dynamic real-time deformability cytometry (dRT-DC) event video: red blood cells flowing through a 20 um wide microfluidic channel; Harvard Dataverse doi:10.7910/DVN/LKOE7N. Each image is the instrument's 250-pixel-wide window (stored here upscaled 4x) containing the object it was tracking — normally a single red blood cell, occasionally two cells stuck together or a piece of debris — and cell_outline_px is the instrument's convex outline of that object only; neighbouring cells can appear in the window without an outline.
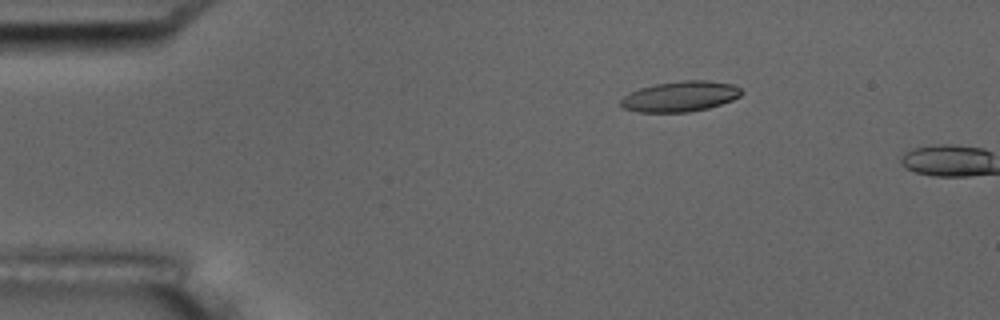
{"species": "common noctule bat (a hibernating species)", "species_latin": "Nyctalus noctula", "temperature_condition": "room temperature", "stored_images_in_passage": 2, "camera_frame_rate_fps": 3000, "um_per_image_px": 0.085, "animal": {"sex": "male", "body_mass_g": 17.5, "forearm_length_mm": 52.3}, "frame": {"image": 1, "passage_image": 1, "time_ms": 0.0, "image_size_px": [1000, 320], "cell_outline_px": [[744, 92], [740, 96], [732, 100], [708, 108], [688, 112], [640, 112], [624, 108], [620, 104], [620, 100], [624, 96], [640, 88], [656, 84], [684, 80], [704, 80], [732, 84], [740, 88]], "centroid_in_image_um": [57.84, 8.19], "position_along_channel_um": 27.2, "area_um2": 21.21}}